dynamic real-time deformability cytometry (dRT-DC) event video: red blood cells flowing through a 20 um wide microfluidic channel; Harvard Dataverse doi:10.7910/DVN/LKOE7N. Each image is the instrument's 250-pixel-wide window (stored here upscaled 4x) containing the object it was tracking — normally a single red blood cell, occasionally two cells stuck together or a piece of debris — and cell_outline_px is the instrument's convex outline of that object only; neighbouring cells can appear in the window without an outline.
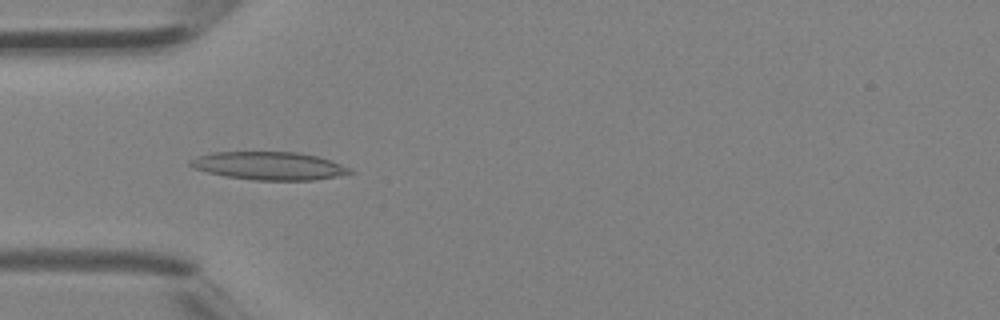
{"species": "Egyptian fruit bat (a non-hibernating species)", "species_latin": "Rousettus aegyptiacus", "temperature_condition": "room temperature", "stored_images_in_passage": 3, "camera_frame_rate_fps": 3000, "um_per_image_px": 0.085, "animal": {"sex": "female"}, "frame": {"image": 1, "passage_image": 3, "time_ms": 0.667, "image_size_px": [1000, 320], "cell_outline_px": [[356, 172], [336, 176], [312, 180], [256, 180], [224, 176], [192, 168], [188, 164], [196, 156], [212, 152], [296, 152], [316, 156], [352, 168]], "centroid_in_image_um": [22.85, 14.09], "position_along_channel_um": 62.1, "area_um2": 25.95}}